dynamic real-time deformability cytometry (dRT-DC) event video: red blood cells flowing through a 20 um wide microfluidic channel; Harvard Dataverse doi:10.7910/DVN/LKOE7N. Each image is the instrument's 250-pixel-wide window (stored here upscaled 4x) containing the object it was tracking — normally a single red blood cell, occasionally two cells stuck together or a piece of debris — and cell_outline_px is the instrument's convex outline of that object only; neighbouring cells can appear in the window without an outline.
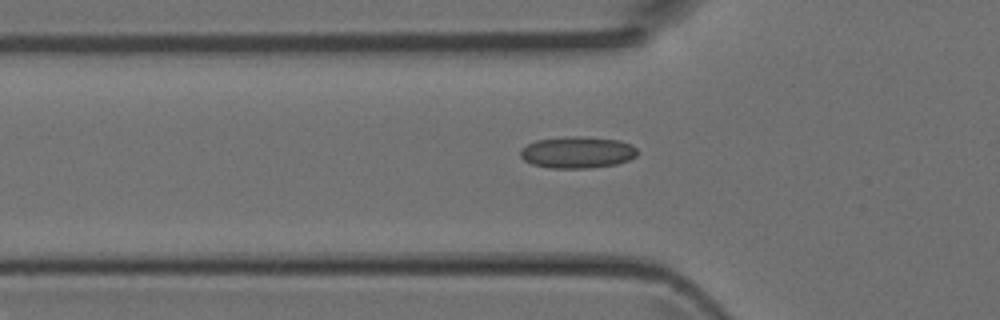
{"species": "Egyptian fruit bat (a non-hibernating species)", "species_latin": "Rousettus aegyptiacus", "temperature_condition": "room temperature", "stored_images_in_passage": 5, "camera_frame_rate_fps": 3000, "um_per_image_px": 0.085, "animal": {"sex": "female"}, "frame": {"image": 1, "passage_image": 5, "time_ms": 1.333, "image_size_px": [1000, 320], "cell_outline_px": [[636, 156], [628, 160], [616, 164], [588, 168], [548, 168], [532, 164], [524, 160], [520, 156], [520, 148], [536, 140], [564, 136], [580, 136], [620, 140], [632, 144], [636, 148]], "centroid_in_image_um": [49.05, 12.94], "position_along_channel_um": 76.8, "area_um2": 21.73}}